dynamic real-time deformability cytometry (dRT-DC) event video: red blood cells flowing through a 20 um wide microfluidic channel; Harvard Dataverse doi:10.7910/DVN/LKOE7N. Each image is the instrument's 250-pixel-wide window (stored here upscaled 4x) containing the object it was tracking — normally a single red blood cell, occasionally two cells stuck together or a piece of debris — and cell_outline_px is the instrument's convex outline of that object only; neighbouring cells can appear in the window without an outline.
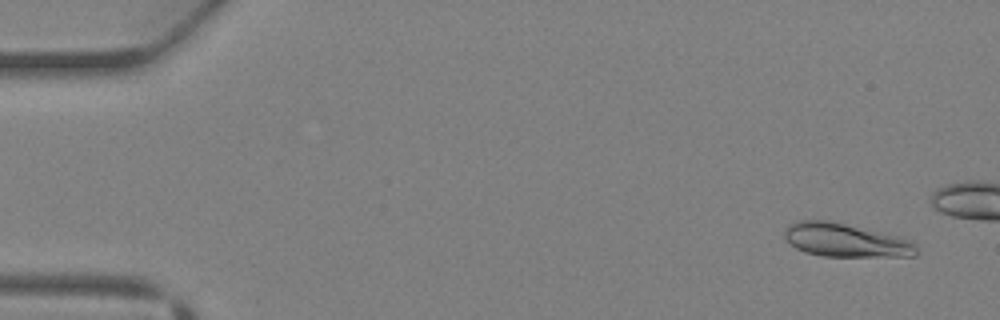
{"species": "Egyptian fruit bat (a non-hibernating species)", "species_latin": "Rousettus aegyptiacus", "temperature_condition": "warm", "stored_images_in_passage": 4, "camera_frame_rate_fps": 3000, "um_per_image_px": 0.085, "animal": {"sex": "female"}, "frame": {"image": 1, "passage_image": 1, "time_ms": 0.0, "image_size_px": [1000, 320], "cell_outline_px": [[916, 256], [820, 256], [804, 252], [796, 248], [784, 236], [784, 228], [788, 224], [800, 220], [828, 220], [896, 236], [908, 240], [916, 244]], "centroid_in_image_um": [71.81, 20.42], "position_along_channel_um": 13.2, "area_um2": 25.43}}